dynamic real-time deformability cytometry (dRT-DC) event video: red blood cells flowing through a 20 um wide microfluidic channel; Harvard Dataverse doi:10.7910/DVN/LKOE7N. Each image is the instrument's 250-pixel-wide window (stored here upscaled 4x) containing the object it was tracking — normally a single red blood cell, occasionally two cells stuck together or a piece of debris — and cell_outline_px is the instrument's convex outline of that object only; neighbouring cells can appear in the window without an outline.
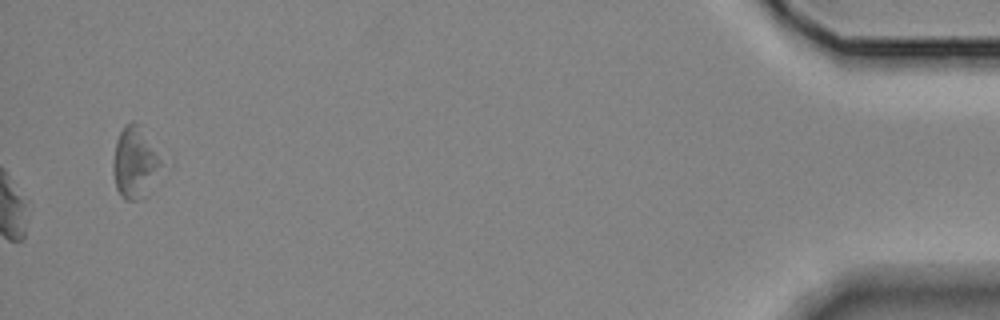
{"species": "Egyptian fruit bat (a non-hibernating species)", "species_latin": "Rousettus aegyptiacus", "temperature_condition": "room temperature", "stored_images_in_passage": 16, "camera_frame_rate_fps": 3000, "um_per_image_px": 0.085, "animal": {"sex": "female"}, "frame": {"image": 1, "passage_image": 16, "time_ms": 18.0, "image_size_px": [1000, 320], "cell_outline_px": [[164, 160], [144, 196], [140, 200], [124, 200], [120, 196], [116, 188], [112, 172], [112, 160], [116, 140], [120, 132], [132, 120], [136, 124]], "centroid_in_image_um": [11.41, 13.86], "position_along_channel_um": 423.8, "area_um2": 19.59}, "authors_computed_cell_mechanics": {"area_um2": 20.2011, "velocity_mm_per_s": 3.5588, "shape_relaxation_time_tau1_ms": 5.7767, "shape_relaxation_time_tau2_ms": 0.9645, "deformation_change_tau1": 0.1135, "deformation_change_tau2": 0.0639}}